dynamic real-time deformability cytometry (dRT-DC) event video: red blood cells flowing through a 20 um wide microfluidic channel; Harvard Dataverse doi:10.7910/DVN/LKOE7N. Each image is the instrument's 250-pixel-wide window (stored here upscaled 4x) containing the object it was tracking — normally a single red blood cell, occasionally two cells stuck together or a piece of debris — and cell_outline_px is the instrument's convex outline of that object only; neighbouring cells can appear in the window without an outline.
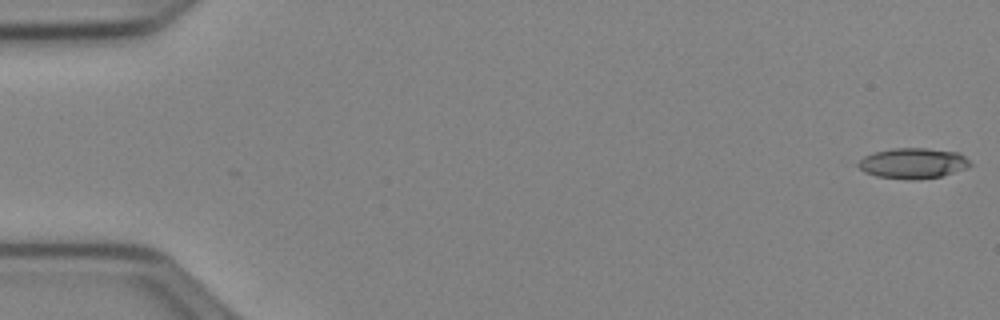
{"species": "Egyptian fruit bat (a non-hibernating species)", "species_latin": "Rousettus aegyptiacus", "temperature_condition": "cold", "stored_images_in_passage": 19, "camera_frame_rate_fps": 3000, "um_per_image_px": 0.085, "animal": {"sex": "female"}, "frame": {"image": 1, "passage_image": 1, "time_ms": 0.0, "image_size_px": [1000, 320], "cell_outline_px": [[972, 164], [968, 168], [940, 176], [912, 180], [908, 180], [876, 176], [864, 172], [856, 164], [864, 156], [872, 152], [892, 148], [924, 148], [960, 152]], "centroid_in_image_um": [77.59, 13.87], "position_along_channel_um": 7.4, "area_um2": 20.0}}
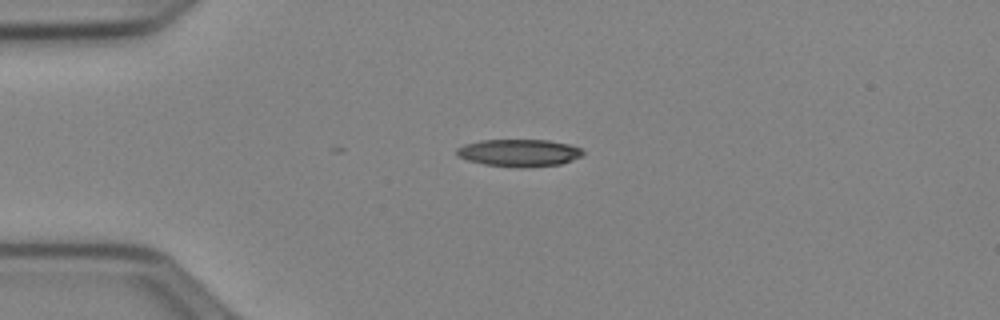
{"frame": {"image": 2, "passage_image": 13, "time_ms": 4.0, "image_size_px": [1000, 320], "cell_outline_px": [[584, 156], [560, 164], [524, 168], [516, 168], [484, 164], [468, 160], [456, 156], [456, 148], [464, 144], [480, 140], [548, 140], [568, 144], [580, 148], [584, 152]], "centroid_in_image_um": [44.11, 13.0], "position_along_channel_um": 40.9, "area_um2": 20.29}}
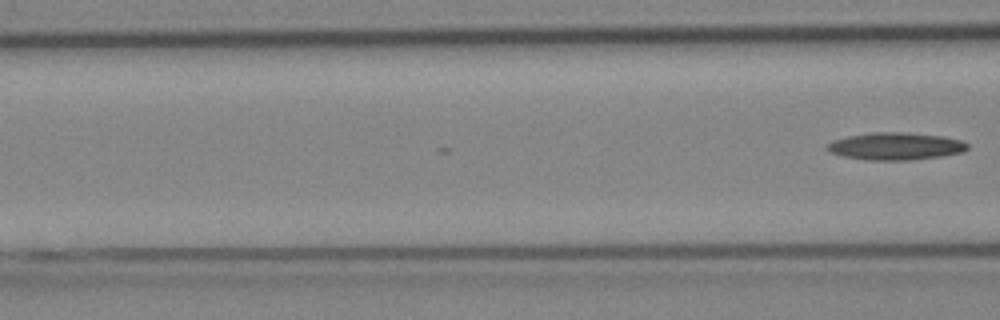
{"frame": {"image": 3, "passage_image": 19, "time_ms": 6.0, "image_size_px": [1000, 320], "cell_outline_px": [[968, 148], [964, 152], [940, 156], [908, 160], [868, 160], [844, 156], [832, 152], [824, 148], [832, 140], [848, 136], [872, 132], [904, 132], [944, 136], [960, 140], [968, 144]], "centroid_in_image_um": [76.13, 12.42], "position_along_channel_um": 90.5, "area_um2": 22.31}}